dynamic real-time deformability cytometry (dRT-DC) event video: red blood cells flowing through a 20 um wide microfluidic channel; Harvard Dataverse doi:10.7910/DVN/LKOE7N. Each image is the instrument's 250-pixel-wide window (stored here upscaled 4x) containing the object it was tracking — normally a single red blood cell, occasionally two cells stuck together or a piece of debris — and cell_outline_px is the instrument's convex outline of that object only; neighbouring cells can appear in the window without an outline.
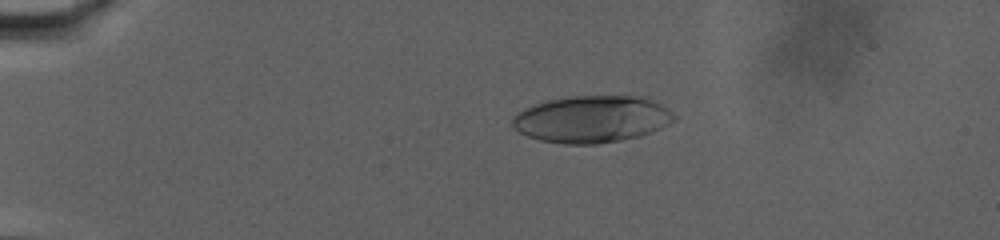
{"species": "human", "species_latin": "Homo sapiens", "temperature_condition": "warm", "stored_images_in_passage": 63, "camera_frame_rate_fps": 3000, "um_per_image_px": 0.085, "donor": {"sex": "male"}, "frame": {"image": 1, "passage_image": 6, "time_ms": 1.667, "image_size_px": [1000, 240], "cell_outline_px": [[664, 112], [644, 132], [636, 136], [616, 140], [592, 144], [568, 144], [540, 140], [528, 136], [520, 132], [512, 124], [512, 120], [520, 112], [528, 108], [552, 100], [580, 96], [628, 96], [648, 100], [656, 104]], "centroid_in_image_um": [49.96, 10.14], "position_along_channel_um": 35.0, "area_um2": 40.23}}
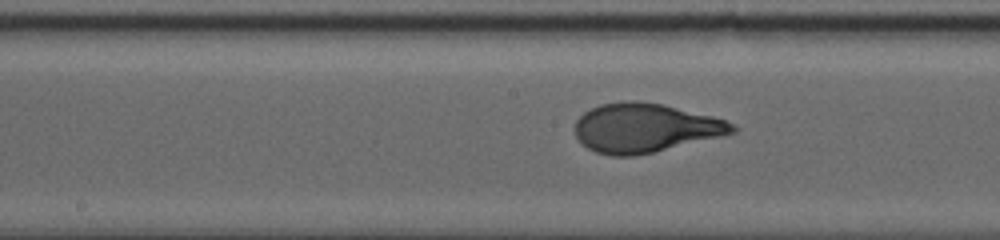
{"frame": {"image": 2, "passage_image": 30, "time_ms": 9.667, "image_size_px": [1000, 240], "cell_outline_px": [[736, 128], [732, 132], [652, 152], [628, 156], [616, 156], [596, 152], [588, 148], [576, 136], [576, 120], [584, 112], [592, 108], [604, 104], [660, 104], [724, 120], [732, 124]], "centroid_in_image_um": [54.75, 10.91], "position_along_channel_um": 193.4, "area_um2": 42.48}}
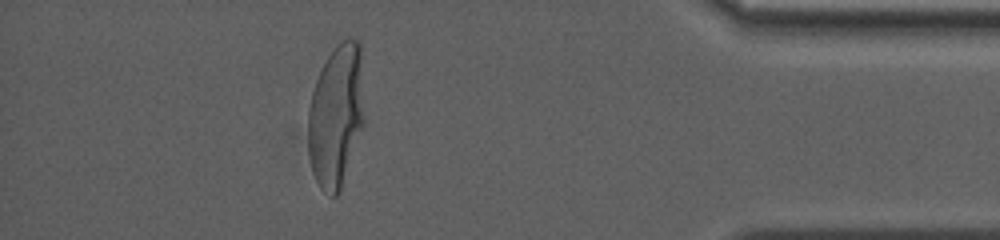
{"frame": {"image": 3, "passage_image": 56, "time_ms": 18.333, "image_size_px": [1000, 240], "cell_outline_px": [[364, 124], [340, 188], [336, 196], [332, 196], [324, 192], [316, 180], [312, 172], [308, 152], [308, 112], [312, 92], [316, 80], [328, 56], [344, 40], [356, 40], [360, 44], [364, 116]], "centroid_in_image_um": [28.56, 9.87], "position_along_channel_um": 406.6, "area_um2": 46.12}, "authors_computed_cell_mechanics": {"area_um2": 43.2344, "velocity_mm_per_s": 2.8762, "shape_relaxation_time_tau1_ms": 6.5267, "shape_relaxation_time_tau2_ms": null, "deformation_change_tau1": 0.263, "deformation_change_tau2": null}}